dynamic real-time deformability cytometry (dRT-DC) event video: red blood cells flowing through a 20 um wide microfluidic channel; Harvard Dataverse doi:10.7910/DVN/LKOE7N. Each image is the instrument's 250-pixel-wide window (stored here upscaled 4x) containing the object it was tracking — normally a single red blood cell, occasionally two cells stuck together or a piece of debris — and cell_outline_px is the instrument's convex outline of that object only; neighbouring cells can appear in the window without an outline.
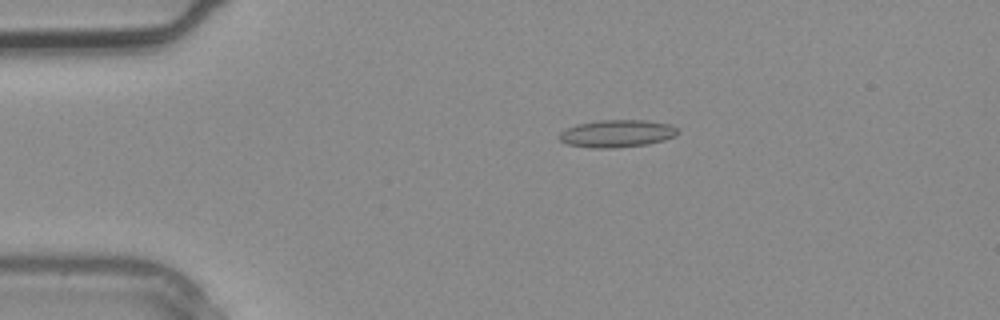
{"species": "common noctule bat (a hibernating species)", "species_latin": "Nyctalus noctula", "temperature_condition": "warm", "stored_images_in_passage": 4, "camera_frame_rate_fps": 3000, "um_per_image_px": 0.085, "animal": {"sex": "male", "body_mass_g": 20.4}, "frame": {"image": 1, "passage_image": 2, "time_ms": 0.333, "image_size_px": [1000, 320], "cell_outline_px": [[680, 132], [676, 136], [664, 140], [648, 144], [612, 148], [592, 148], [568, 144], [560, 140], [556, 136], [564, 128], [576, 124], [600, 120], [648, 120], [668, 124], [676, 128]], "centroid_in_image_um": [52.41, 11.35], "position_along_channel_um": 32.6, "area_um2": 19.13}}